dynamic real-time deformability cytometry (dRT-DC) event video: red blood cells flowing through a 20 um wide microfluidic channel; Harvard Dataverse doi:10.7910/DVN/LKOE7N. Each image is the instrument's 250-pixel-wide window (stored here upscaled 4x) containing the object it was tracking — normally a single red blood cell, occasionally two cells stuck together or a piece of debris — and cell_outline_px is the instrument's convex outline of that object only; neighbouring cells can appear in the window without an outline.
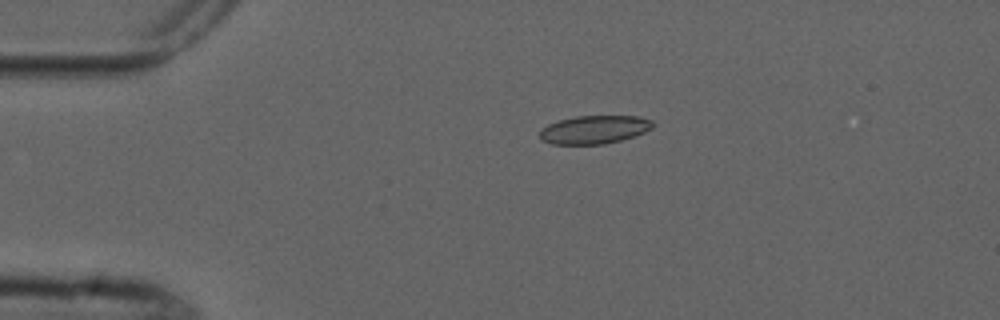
{"species": "common noctule bat (a hibernating species)", "species_latin": "Nyctalus noctula", "temperature_condition": "cold", "stored_images_in_passage": 7, "camera_frame_rate_fps": 3000, "um_per_image_px": 0.085, "animal": {"sex": "male", "forearm_length_mm": 52.5}, "frame": {"image": 1, "passage_image": 4, "time_ms": 3.667, "image_size_px": [1000, 320], "cell_outline_px": [[652, 128], [644, 132], [620, 140], [604, 144], [552, 144], [540, 140], [540, 132], [548, 124], [560, 120], [576, 116], [640, 116], [652, 120]], "centroid_in_image_um": [50.51, 11.01], "position_along_channel_um": 34.5, "area_um2": 18.44}}
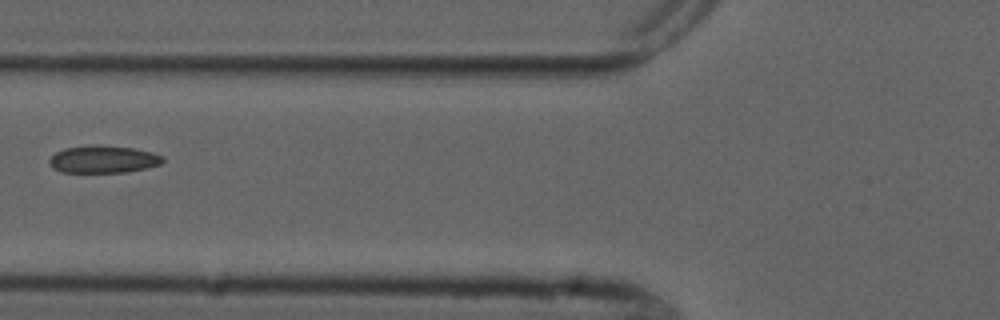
{"frame": {"image": 2, "passage_image": 6, "time_ms": 7.0, "image_size_px": [1000, 320], "cell_outline_px": [[164, 160], [160, 164], [148, 168], [124, 172], [60, 172], [52, 168], [48, 160], [56, 152], [64, 148], [92, 144], [100, 144], [132, 148], [152, 152], [164, 156]], "centroid_in_image_um": [8.77, 13.53], "position_along_channel_um": 117.0, "area_um2": 18.32}}
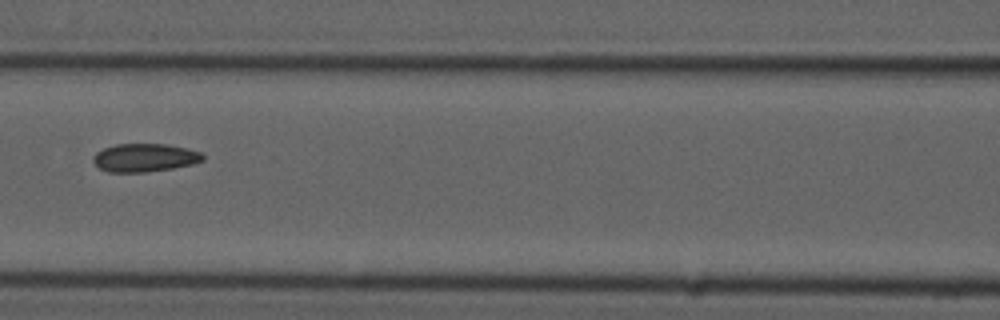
{"frame": {"image": 3, "passage_image": 7, "time_ms": 8.0, "image_size_px": [1000, 320], "cell_outline_px": [[204, 160], [192, 164], [172, 168], [144, 172], [108, 172], [100, 168], [92, 160], [92, 156], [96, 152], [104, 148], [116, 144], [164, 144], [184, 148], [200, 152], [204, 156]], "centroid_in_image_um": [12.26, 13.4], "position_along_channel_um": 154.3, "area_um2": 17.86}}